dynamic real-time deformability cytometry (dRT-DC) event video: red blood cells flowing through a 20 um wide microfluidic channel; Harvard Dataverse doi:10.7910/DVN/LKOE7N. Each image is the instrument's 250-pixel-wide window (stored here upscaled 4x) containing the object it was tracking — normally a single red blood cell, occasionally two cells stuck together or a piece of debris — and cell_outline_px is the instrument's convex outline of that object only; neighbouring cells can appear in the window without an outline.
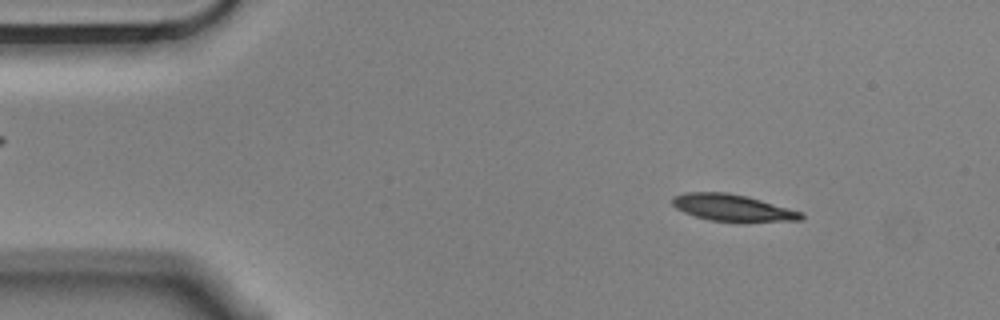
{"species": "Egyptian fruit bat (a non-hibernating species)", "species_latin": "Rousettus aegyptiacus", "temperature_condition": "cold", "stored_images_in_passage": 3, "camera_frame_rate_fps": 3000, "um_per_image_px": 0.085, "animal": {"sex": "male"}, "frame": {"image": 1, "passage_image": 1, "time_ms": 0.0, "image_size_px": [1000, 320], "cell_outline_px": [[804, 220], [708, 220], [684, 212], [676, 208], [672, 204], [672, 196], [684, 192], [728, 192], [760, 200], [804, 212]], "centroid_in_image_um": [62.21, 17.62], "position_along_channel_um": 22.8, "area_um2": 19.48}}